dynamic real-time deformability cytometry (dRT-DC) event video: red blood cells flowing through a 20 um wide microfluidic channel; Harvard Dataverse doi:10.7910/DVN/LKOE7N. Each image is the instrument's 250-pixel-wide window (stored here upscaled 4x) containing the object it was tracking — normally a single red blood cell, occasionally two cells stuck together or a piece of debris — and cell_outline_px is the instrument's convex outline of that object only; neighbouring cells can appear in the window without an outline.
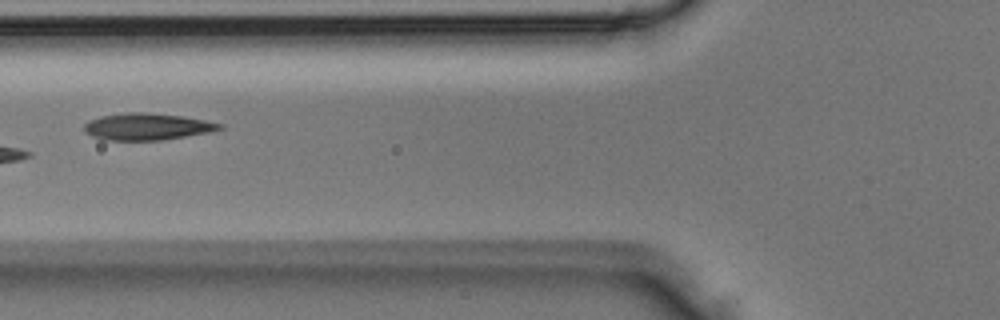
{"species": "Egyptian fruit bat (a non-hibernating species)", "species_latin": "Rousettus aegyptiacus", "temperature_condition": "room temperature", "stored_images_in_passage": 4, "camera_frame_rate_fps": 3000, "um_per_image_px": 0.085, "animal": {"sex": "male"}, "frame": {"image": 1, "passage_image": 4, "time_ms": 1.0, "image_size_px": [1000, 320], "cell_outline_px": [[224, 128], [208, 132], [164, 140], [104, 140], [92, 136], [84, 132], [84, 124], [88, 120], [100, 116], [124, 112], [144, 112], [184, 116], [224, 124]], "centroid_in_image_um": [12.47, 10.76], "position_along_channel_um": 113.3, "area_um2": 21.33}}